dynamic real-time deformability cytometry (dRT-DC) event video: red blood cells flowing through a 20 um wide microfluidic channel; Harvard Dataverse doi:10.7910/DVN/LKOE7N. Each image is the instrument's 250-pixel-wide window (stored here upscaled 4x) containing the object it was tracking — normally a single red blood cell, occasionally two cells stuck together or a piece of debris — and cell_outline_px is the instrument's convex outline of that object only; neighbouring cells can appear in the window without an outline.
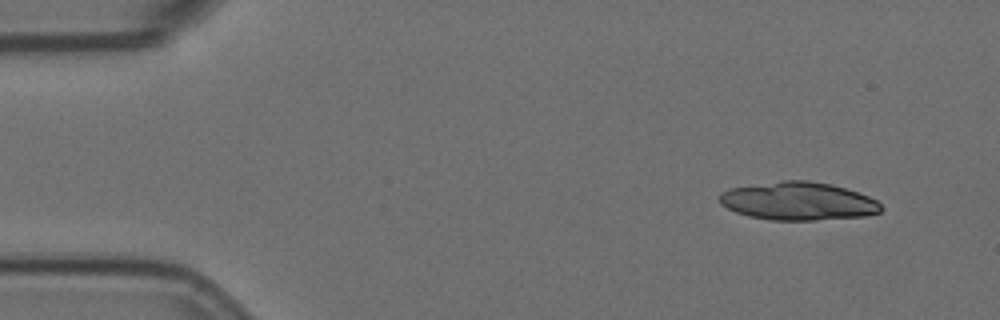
{"species": "Egyptian fruit bat (a non-hibernating species)", "species_latin": "Rousettus aegyptiacus", "temperature_condition": "room temperature", "stored_images_in_passage": 5, "camera_frame_rate_fps": 3000, "um_per_image_px": 0.085, "animal": {"sex": "female"}, "frame": {"image": 1, "passage_image": 1, "time_ms": 0.0, "image_size_px": [1000, 320], "cell_outline_px": [[884, 208], [880, 212], [864, 216], [816, 220], [768, 220], [748, 216], [736, 212], [720, 204], [720, 192], [728, 188], [784, 180], [808, 180], [832, 184], [868, 196], [876, 200]], "centroid_in_image_um": [67.83, 17.1], "position_along_channel_um": 17.2, "area_um2": 35.95}}